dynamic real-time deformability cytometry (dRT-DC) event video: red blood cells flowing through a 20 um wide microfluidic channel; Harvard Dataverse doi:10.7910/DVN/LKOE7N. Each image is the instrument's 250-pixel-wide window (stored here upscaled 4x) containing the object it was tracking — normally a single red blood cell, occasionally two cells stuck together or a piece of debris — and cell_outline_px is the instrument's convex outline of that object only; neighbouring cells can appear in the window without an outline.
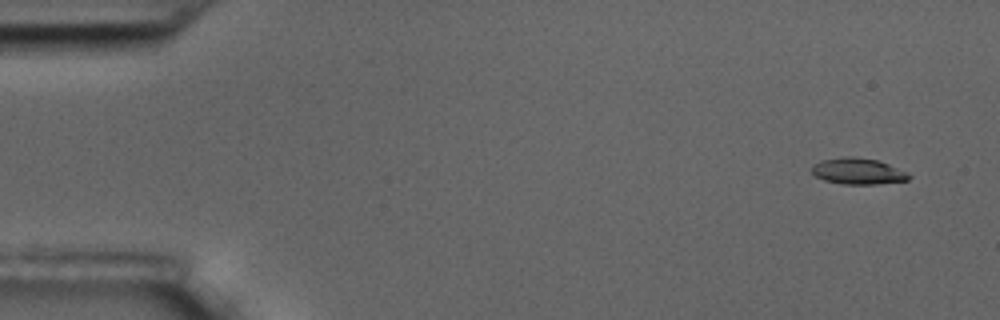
{"species": "common noctule bat (a hibernating species)", "species_latin": "Nyctalus noctula", "temperature_condition": "room temperature", "stored_images_in_passage": 5, "camera_frame_rate_fps": 3000, "um_per_image_px": 0.085, "animal": {"sex": "male", "body_mass_g": 17.5, "forearm_length_mm": 52.3}, "frame": {"image": 1, "passage_image": 1, "time_ms": 0.0, "image_size_px": [1000, 320], "cell_outline_px": [[912, 176], [908, 180], [876, 184], [844, 184], [824, 180], [816, 176], [812, 172], [812, 164], [820, 160], [844, 156], [856, 156], [876, 160], [888, 164], [908, 172]], "centroid_in_image_um": [72.92, 14.54], "position_along_channel_um": 12.1, "area_um2": 14.91}}
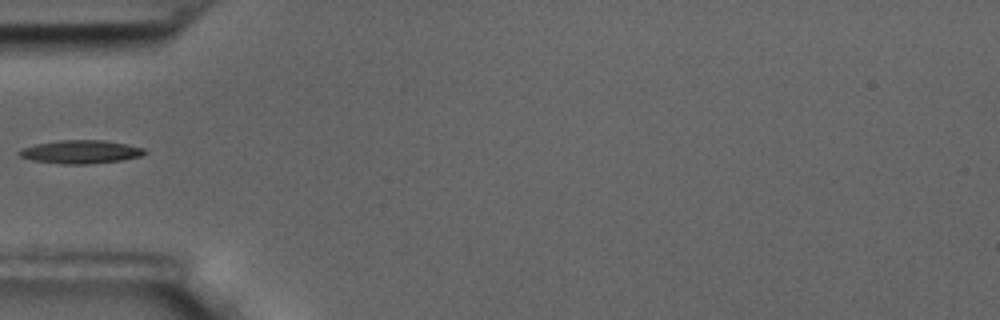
{"frame": {"image": 2, "passage_image": 5, "time_ms": 1.333, "image_size_px": [1000, 320], "cell_outline_px": [[148, 152], [140, 156], [120, 160], [88, 164], [64, 164], [32, 160], [20, 156], [16, 152], [20, 148], [36, 144], [56, 140], [104, 140], [128, 144], [144, 148]], "centroid_in_image_um": [6.84, 12.89], "position_along_channel_um": 78.2, "area_um2": 17.11}}